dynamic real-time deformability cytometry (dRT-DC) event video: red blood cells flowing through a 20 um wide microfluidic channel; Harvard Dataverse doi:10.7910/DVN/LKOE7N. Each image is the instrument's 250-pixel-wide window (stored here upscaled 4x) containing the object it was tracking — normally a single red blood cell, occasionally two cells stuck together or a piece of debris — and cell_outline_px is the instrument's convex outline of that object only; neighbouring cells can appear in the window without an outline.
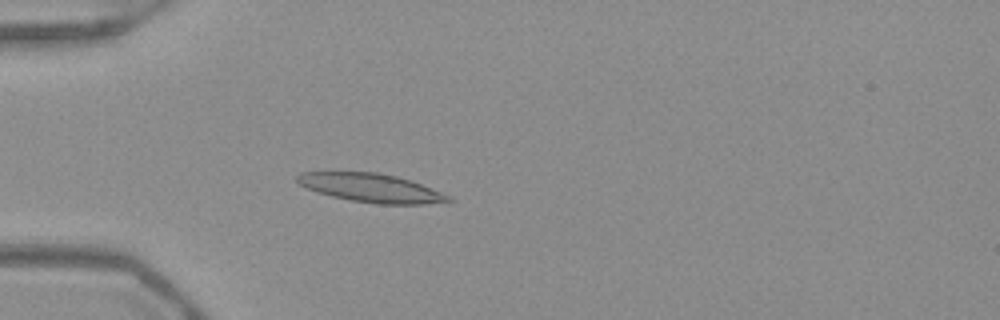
{"species": "Egyptian fruit bat (a non-hibernating species)", "species_latin": "Rousettus aegyptiacus", "temperature_condition": "warm", "stored_images_in_passage": 33, "camera_frame_rate_fps": 3000, "um_per_image_px": 0.085, "frame": {"image": 1, "passage_image": 16, "time_ms": 5.0, "image_size_px": [1000, 320], "cell_outline_px": [[452, 200], [424, 204], [376, 204], [352, 200], [332, 196], [316, 192], [300, 184], [296, 180], [296, 176], [300, 172], [380, 172], [412, 180], [452, 196]], "centroid_in_image_um": [31.56, 15.96], "position_along_channel_um": 53.4, "area_um2": 25.2}}
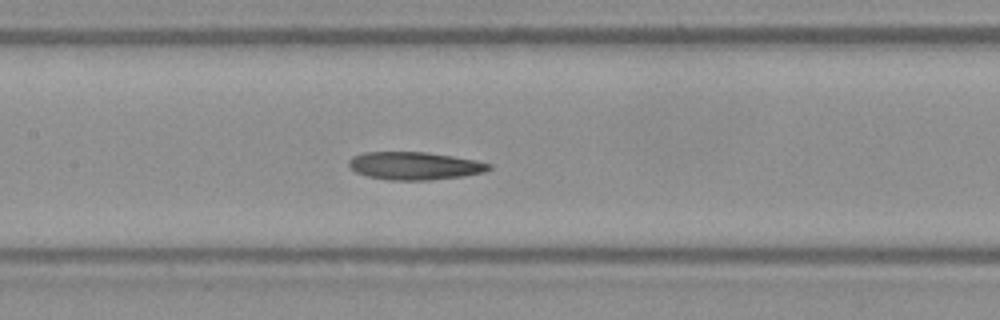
{"frame": {"image": 2, "passage_image": 26, "time_ms": 8.333, "image_size_px": [1000, 320], "cell_outline_px": [[492, 168], [484, 172], [464, 176], [428, 180], [388, 180], [368, 176], [356, 172], [348, 164], [348, 160], [352, 156], [364, 152], [424, 152], [452, 156], [476, 160], [492, 164]], "centroid_in_image_um": [35.25, 14.09], "position_along_channel_um": 172.2, "area_um2": 22.72}}
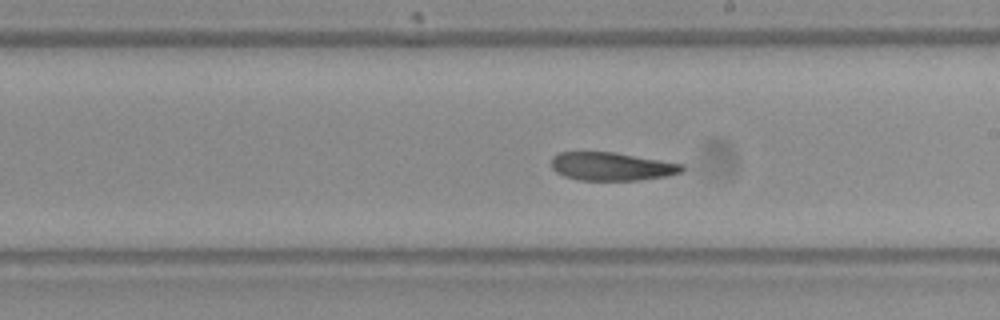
{"frame": {"image": 3, "passage_image": 31, "time_ms": 10.0, "image_size_px": [1000, 320], "cell_outline_px": [[684, 172], [668, 176], [640, 180], [580, 180], [564, 176], [556, 172], [552, 168], [552, 156], [560, 152], [616, 152], [684, 164]], "centroid_in_image_um": [52.03, 14.15], "position_along_channel_um": 237.0, "area_um2": 21.68}}